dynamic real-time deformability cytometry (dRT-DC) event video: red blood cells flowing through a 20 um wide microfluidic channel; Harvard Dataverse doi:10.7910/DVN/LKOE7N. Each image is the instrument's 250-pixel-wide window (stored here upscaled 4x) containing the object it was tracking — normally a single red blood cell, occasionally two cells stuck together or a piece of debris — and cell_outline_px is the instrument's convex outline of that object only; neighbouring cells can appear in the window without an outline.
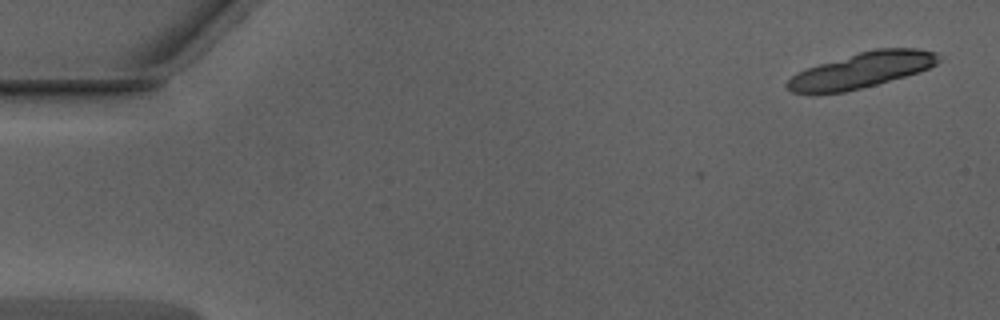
{"species": "Egyptian fruit bat (a non-hibernating species)", "species_latin": "Rousettus aegyptiacus", "temperature_condition": "warm", "stored_images_in_passage": 4, "camera_frame_rate_fps": 3000, "um_per_image_px": 0.085, "animal": {"sex": "male"}, "frame": {"image": 1, "passage_image": 1, "time_ms": 0.0, "image_size_px": [1000, 320], "cell_outline_px": [[940, 60], [936, 64], [920, 72], [876, 84], [844, 92], [816, 96], [812, 96], [792, 92], [784, 84], [796, 72], [820, 64], [860, 52], [876, 48], [916, 48], [936, 52]], "centroid_in_image_um": [73.19, 6.0], "position_along_channel_um": 11.8, "area_um2": 31.44}}